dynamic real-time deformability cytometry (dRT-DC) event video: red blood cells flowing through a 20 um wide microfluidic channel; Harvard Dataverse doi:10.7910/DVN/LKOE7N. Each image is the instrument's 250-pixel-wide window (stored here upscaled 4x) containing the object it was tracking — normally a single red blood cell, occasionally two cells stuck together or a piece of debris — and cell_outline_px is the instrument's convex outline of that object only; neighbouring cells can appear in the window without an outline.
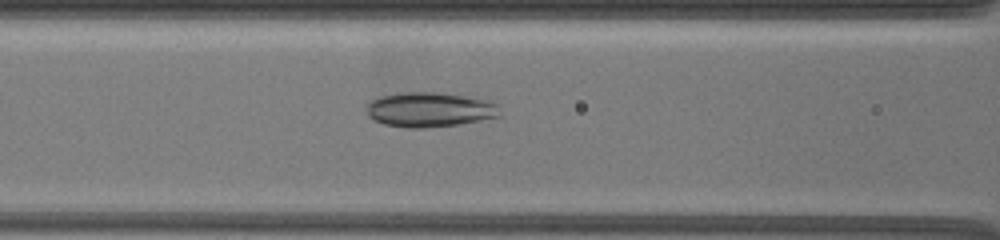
{"species": "common noctule bat (a hibernating species)", "species_latin": "Nyctalus noctula", "temperature_condition": "warm", "stored_images_in_passage": 74, "camera_frame_rate_fps": 3000, "um_per_image_px": 0.085, "animal": {"sex": "female", "body_mass_g": 19.5, "forearm_length_mm": 54.1}, "frame": {"image": 1, "passage_image": 21, "time_ms": 2.667, "image_size_px": [1000, 240], "cell_outline_px": [[500, 116], [460, 124], [424, 128], [404, 128], [384, 124], [372, 120], [368, 116], [364, 108], [364, 104], [368, 100], [380, 96], [400, 92], [432, 92], [464, 96], [492, 100], [496, 104]], "centroid_in_image_um": [36.42, 9.32], "position_along_channel_um": 130.2, "area_um2": 27.4}}
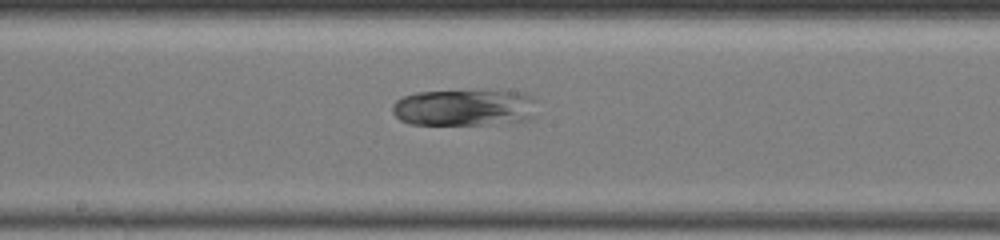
{"frame": {"image": 2, "passage_image": 38, "time_ms": 5.0, "image_size_px": [1000, 240], "cell_outline_px": [[532, 116], [528, 120], [516, 124], [408, 124], [400, 120], [392, 112], [392, 104], [396, 100], [404, 96], [416, 92], [524, 92], [532, 96]], "centroid_in_image_um": [39.43, 9.18], "position_along_channel_um": 208.8, "area_um2": 30.52}}
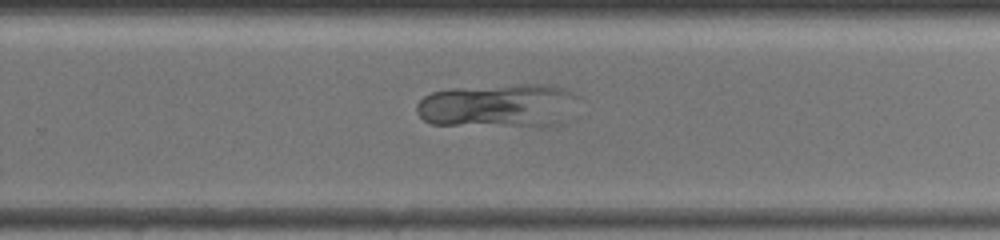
{"frame": {"image": 3, "passage_image": 47, "time_ms": 7.333, "image_size_px": [1000, 240], "cell_outline_px": [[584, 96], [556, 124], [432, 124], [424, 120], [416, 112], [416, 104], [424, 96], [432, 92], [448, 88], [512, 84], [544, 84], [564, 88]], "centroid_in_image_um": [42.33, 8.91], "position_along_channel_um": 287.5, "area_um2": 40.58}}